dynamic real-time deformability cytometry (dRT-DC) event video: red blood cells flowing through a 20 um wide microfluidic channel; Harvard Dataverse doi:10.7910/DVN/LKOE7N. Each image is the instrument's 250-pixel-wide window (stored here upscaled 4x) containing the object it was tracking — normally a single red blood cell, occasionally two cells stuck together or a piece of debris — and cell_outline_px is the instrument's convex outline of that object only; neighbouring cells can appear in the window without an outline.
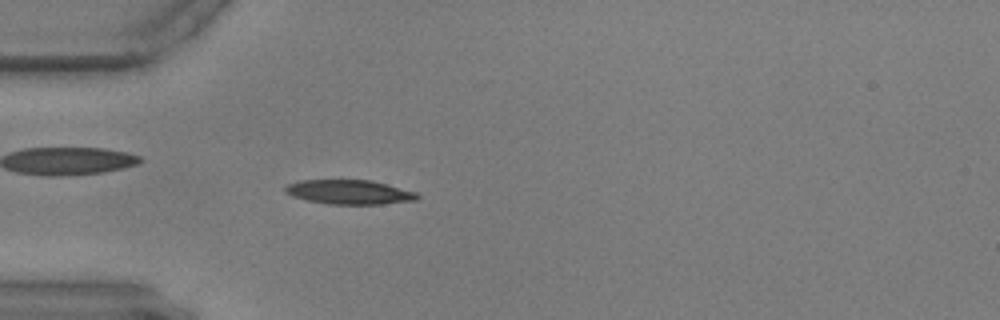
{"species": "common noctule bat (a hibernating species)", "species_latin": "Nyctalus noctula", "temperature_condition": "warm", "stored_images_in_passage": 58, "camera_frame_rate_fps": 3000, "um_per_image_px": 0.085, "animal": {"sex": "male", "body_mass_g": 17.9, "forearm_length_mm": 54.2}, "frame": {"image": 1, "passage_image": 17, "time_ms": 5.333, "image_size_px": [1000, 320], "cell_outline_px": [[420, 196], [416, 200], [380, 204], [328, 204], [308, 200], [292, 196], [284, 192], [284, 188], [288, 184], [300, 180], [372, 180], [416, 192]], "centroid_in_image_um": [29.68, 16.32], "position_along_channel_um": 55.3, "area_um2": 18.67}}
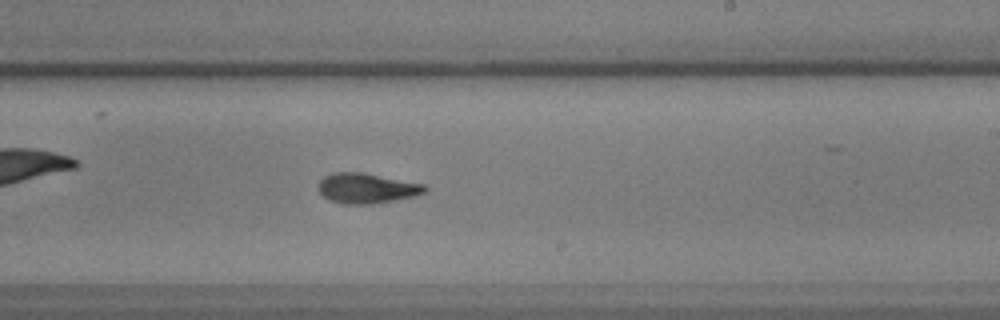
{"frame": {"image": 2, "passage_image": 35, "time_ms": 11.333, "image_size_px": [1000, 320], "cell_outline_px": [[428, 188], [424, 192], [412, 196], [392, 200], [368, 204], [344, 204], [328, 200], [316, 188], [320, 180], [324, 176], [336, 172], [360, 172], [424, 184]], "centroid_in_image_um": [31.1, 16.0], "position_along_channel_um": 257.9, "area_um2": 18.44}}
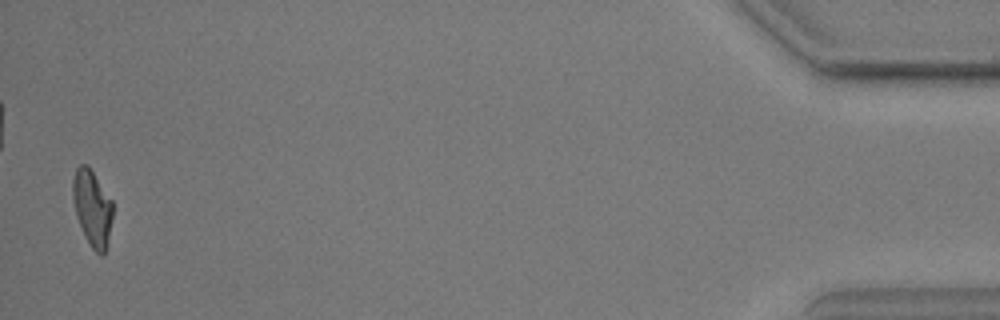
{"frame": {"image": 3, "passage_image": 57, "time_ms": 18.667, "image_size_px": [1000, 320], "cell_outline_px": [[112, 220], [108, 244], [104, 256], [100, 256], [92, 248], [84, 236], [76, 216], [72, 200], [72, 180], [76, 168], [80, 164], [88, 164], [112, 200]], "centroid_in_image_um": [7.84, 17.69], "position_along_channel_um": 427.4, "area_um2": 18.09}}